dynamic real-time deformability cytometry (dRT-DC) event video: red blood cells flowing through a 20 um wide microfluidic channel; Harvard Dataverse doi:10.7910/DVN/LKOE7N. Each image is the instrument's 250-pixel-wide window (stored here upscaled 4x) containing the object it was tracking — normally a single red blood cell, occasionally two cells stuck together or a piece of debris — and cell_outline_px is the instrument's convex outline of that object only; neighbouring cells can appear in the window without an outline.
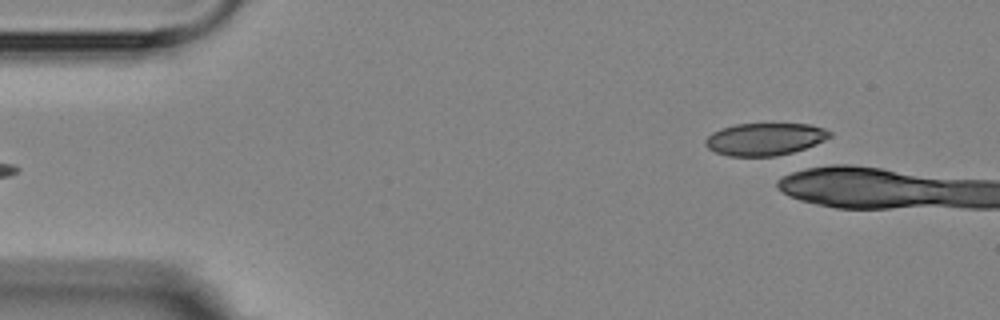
{"species": "Egyptian fruit bat (a non-hibernating species)", "species_latin": "Rousettus aegyptiacus", "temperature_condition": "room temperature", "stored_images_in_passage": 2, "camera_frame_rate_fps": 3000, "um_per_image_px": 0.085, "animal": {"sex": "female"}, "frame": {"image": 1, "passage_image": 2, "time_ms": 1.333, "image_size_px": [1000, 320], "cell_outline_px": [[832, 136], [816, 144], [792, 152], [776, 156], [728, 156], [716, 152], [708, 148], [704, 144], [704, 140], [712, 132], [720, 128], [736, 124], [808, 124], [824, 128], [832, 132]], "centroid_in_image_um": [64.99, 11.82], "position_along_channel_um": 20.0, "area_um2": 23.47}}